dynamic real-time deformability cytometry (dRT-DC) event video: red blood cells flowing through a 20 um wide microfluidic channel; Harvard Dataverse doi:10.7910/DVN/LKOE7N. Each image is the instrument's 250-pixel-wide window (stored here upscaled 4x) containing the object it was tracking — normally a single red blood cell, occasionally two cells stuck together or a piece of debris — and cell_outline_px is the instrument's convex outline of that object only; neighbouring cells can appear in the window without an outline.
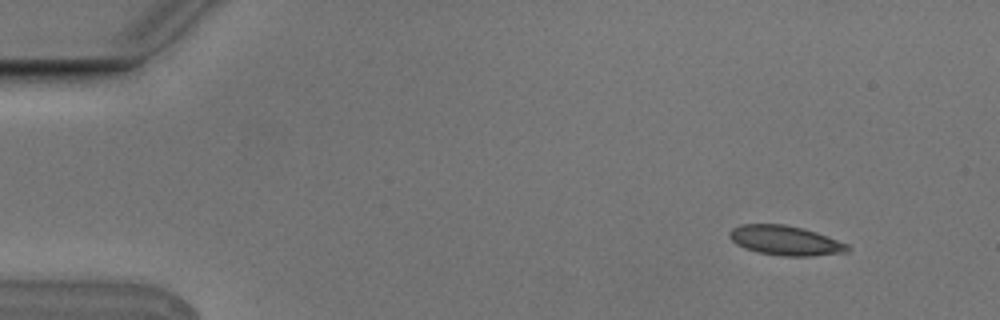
{"species": "Egyptian fruit bat (a non-hibernating species)", "species_latin": "Rousettus aegyptiacus", "temperature_condition": "cold", "stored_images_in_passage": 6, "camera_frame_rate_fps": 3000, "um_per_image_px": 0.085, "animal": {"sex": "male"}, "frame": {"image": 1, "passage_image": 2, "time_ms": 0.333, "image_size_px": [1000, 320], "cell_outline_px": [[852, 248], [848, 252], [812, 256], [784, 256], [756, 252], [744, 248], [736, 244], [728, 236], [728, 232], [732, 228], [740, 224], [784, 224], [804, 228], [828, 236], [848, 244]], "centroid_in_image_um": [66.76, 20.44], "position_along_channel_um": 18.2, "area_um2": 20.63}}
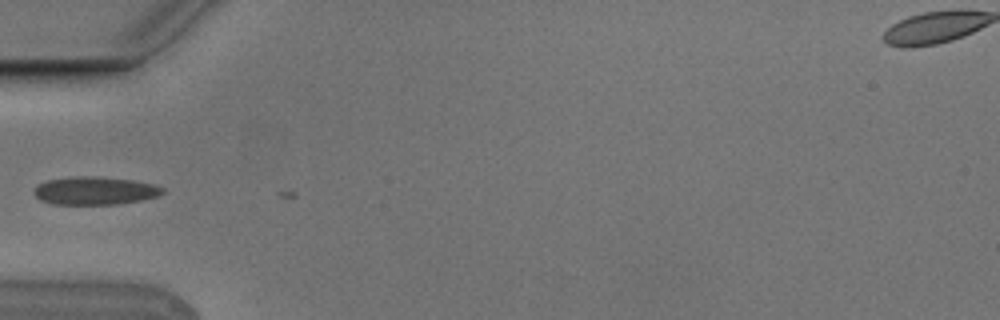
{"frame": {"image": 2, "passage_image": 5, "time_ms": 1.333, "image_size_px": [1000, 320], "cell_outline_px": [[164, 192], [160, 196], [120, 204], [52, 204], [40, 200], [32, 192], [40, 184], [48, 180], [72, 176], [96, 176], [132, 180], [156, 184], [164, 188]], "centroid_in_image_um": [8.1, 16.21], "position_along_channel_um": 76.9, "area_um2": 21.1}}